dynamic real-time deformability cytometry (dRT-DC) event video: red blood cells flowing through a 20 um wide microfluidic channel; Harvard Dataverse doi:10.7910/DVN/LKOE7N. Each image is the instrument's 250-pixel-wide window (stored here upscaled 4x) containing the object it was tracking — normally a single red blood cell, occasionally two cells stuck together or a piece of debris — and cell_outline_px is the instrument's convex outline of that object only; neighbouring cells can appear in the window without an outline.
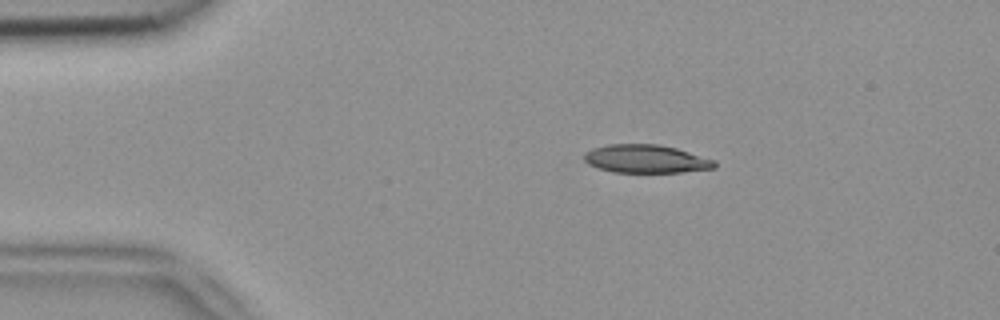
{"species": "common noctule bat (a hibernating species)", "species_latin": "Nyctalus noctula", "temperature_condition": "room temperature", "stored_images_in_passage": 9, "camera_frame_rate_fps": 3000, "um_per_image_px": 0.085, "animal": {"sex": "female", "body_mass_g": 18.4}, "frame": {"image": 1, "passage_image": 6, "time_ms": 1.667, "image_size_px": [1000, 320], "cell_outline_px": [[716, 168], [680, 172], [612, 172], [596, 168], [588, 164], [584, 160], [584, 152], [592, 148], [608, 144], [660, 144], [676, 148], [716, 160]], "centroid_in_image_um": [54.88, 13.5], "position_along_channel_um": 30.1, "area_um2": 21.62}}